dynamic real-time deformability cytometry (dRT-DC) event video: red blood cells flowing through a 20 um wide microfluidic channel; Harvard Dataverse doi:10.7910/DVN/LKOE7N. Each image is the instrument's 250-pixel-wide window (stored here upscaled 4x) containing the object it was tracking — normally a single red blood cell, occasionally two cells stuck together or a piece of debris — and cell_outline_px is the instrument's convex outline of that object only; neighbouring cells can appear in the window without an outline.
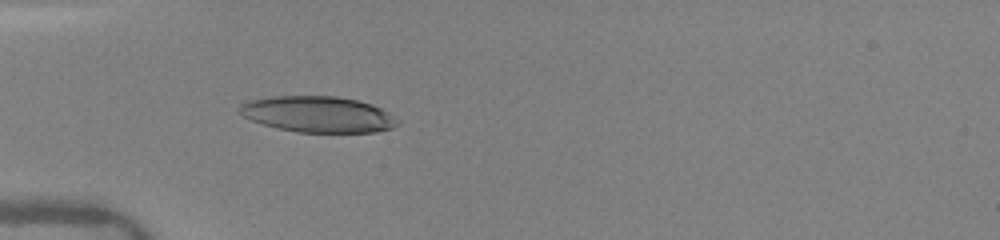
{"species": "human", "species_latin": "Homo sapiens", "temperature_condition": "warm", "stored_images_in_passage": 2, "camera_frame_rate_fps": 3000, "um_per_image_px": 0.085, "donor": {"sex": "female"}, "frame": {"image": 1, "passage_image": 1, "time_ms": 0.0, "image_size_px": [1000, 240], "cell_outline_px": [[400, 124], [392, 128], [376, 132], [296, 132], [276, 128], [252, 120], [244, 116], [236, 108], [244, 100], [272, 96], [336, 96], [356, 100], [372, 104], [388, 112], [400, 120]], "centroid_in_image_um": [27.01, 9.71], "position_along_channel_um": 58.0, "area_um2": 33.47}}
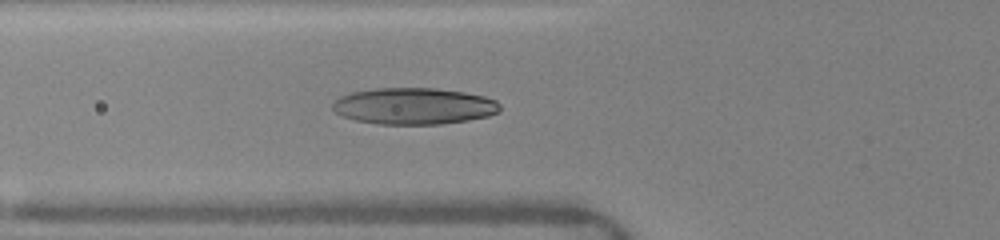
{"frame": {"image": 2, "passage_image": 2, "time_ms": 1.0, "image_size_px": [1000, 240], "cell_outline_px": [[500, 112], [488, 116], [468, 120], [440, 124], [380, 124], [356, 120], [344, 116], [336, 112], [332, 108], [332, 104], [340, 96], [352, 92], [376, 88], [436, 88], [464, 92], [484, 96], [496, 100], [500, 104]], "centroid_in_image_um": [35.21, 9.01], "position_along_channel_um": 90.6, "area_um2": 35.6}}